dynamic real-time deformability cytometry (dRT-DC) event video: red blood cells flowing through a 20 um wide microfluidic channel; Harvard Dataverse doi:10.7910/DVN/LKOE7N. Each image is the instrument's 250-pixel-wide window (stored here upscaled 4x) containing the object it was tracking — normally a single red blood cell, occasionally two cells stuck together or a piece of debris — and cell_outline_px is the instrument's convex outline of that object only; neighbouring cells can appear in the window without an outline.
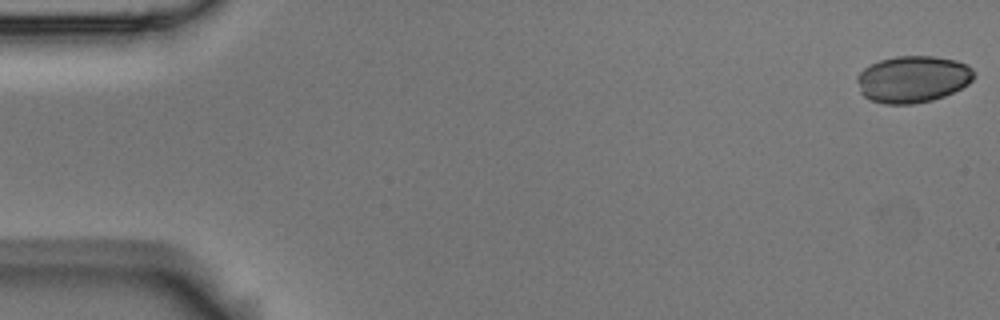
{"species": "Egyptian fruit bat (a non-hibernating species)", "species_latin": "Rousettus aegyptiacus", "temperature_condition": "room temperature", "stored_images_in_passage": 16, "camera_frame_rate_fps": 3000, "um_per_image_px": 0.085, "animal": {"sex": "male"}, "frame": {"image": 1, "passage_image": 1, "time_ms": 0.0, "image_size_px": [1000, 320], "cell_outline_px": [[976, 76], [968, 84], [944, 96], [932, 100], [912, 104], [884, 104], [872, 100], [864, 96], [860, 92], [856, 80], [856, 76], [864, 68], [880, 60], [896, 56], [936, 56], [956, 60], [968, 64], [972, 68]], "centroid_in_image_um": [77.6, 6.72], "position_along_channel_um": 7.4, "area_um2": 32.02}}
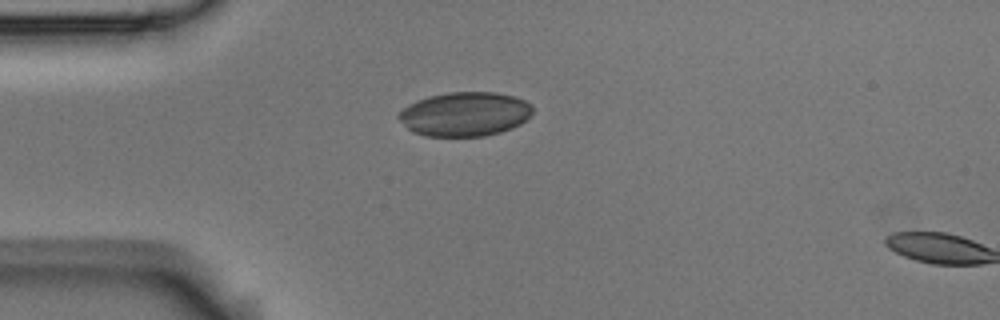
{"frame": {"image": 2, "passage_image": 14, "time_ms": 4.333, "image_size_px": [1000, 320], "cell_outline_px": [[532, 112], [520, 124], [512, 128], [500, 132], [484, 136], [424, 136], [412, 132], [396, 116], [408, 104], [416, 100], [428, 96], [448, 92], [496, 92], [512, 96], [524, 100], [532, 104]], "centroid_in_image_um": [39.49, 9.69], "position_along_channel_um": 45.5, "area_um2": 34.51}}